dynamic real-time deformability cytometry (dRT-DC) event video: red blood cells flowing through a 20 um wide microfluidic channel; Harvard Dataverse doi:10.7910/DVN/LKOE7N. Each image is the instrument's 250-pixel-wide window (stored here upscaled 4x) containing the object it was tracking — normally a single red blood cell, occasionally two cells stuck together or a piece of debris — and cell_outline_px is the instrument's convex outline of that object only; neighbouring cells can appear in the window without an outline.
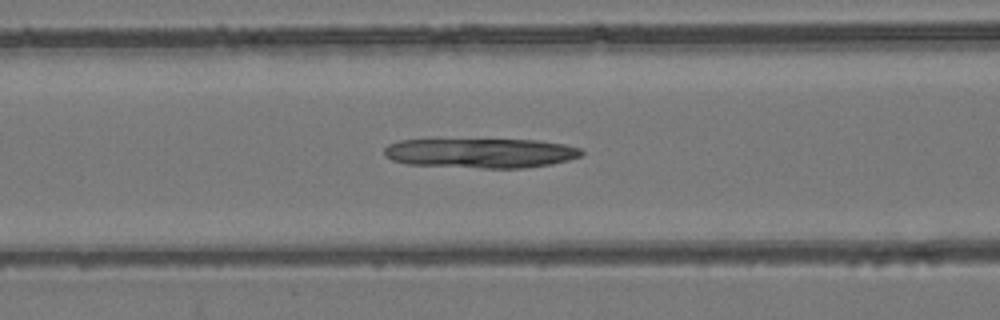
{"species": "common noctule bat (a hibernating species)", "species_latin": "Nyctalus noctula", "temperature_condition": "room temperature", "stored_images_in_passage": 43, "camera_frame_rate_fps": 3000, "um_per_image_px": 0.085, "animal": {"sex": "female", "body_mass_g": 24.6, "forearm_length_mm": 56.2}, "frame": {"image": 1, "passage_image": 14, "time_ms": 4.333, "image_size_px": [1000, 320], "cell_outline_px": [[584, 152], [580, 156], [568, 160], [552, 164], [524, 168], [484, 168], [408, 164], [392, 160], [384, 156], [384, 148], [388, 144], [400, 140], [540, 140], [564, 144], [580, 148]], "centroid_in_image_um": [40.87, 13.01], "position_along_channel_um": 125.7, "area_um2": 34.04}}
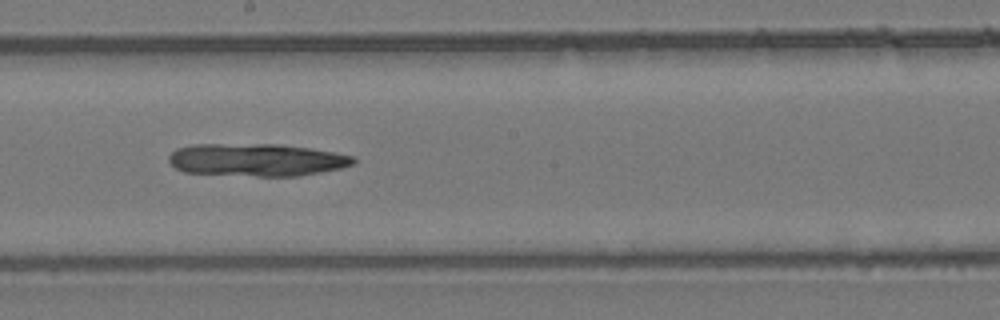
{"frame": {"image": 2, "passage_image": 22, "time_ms": 7.0, "image_size_px": [1000, 320], "cell_outline_px": [[356, 164], [340, 168], [300, 176], [256, 176], [184, 172], [176, 168], [168, 160], [168, 156], [176, 148], [192, 144], [280, 144], [308, 148], [332, 152], [352, 156], [356, 160]], "centroid_in_image_um": [21.79, 13.58], "position_along_channel_um": 226.4, "area_um2": 35.08}}
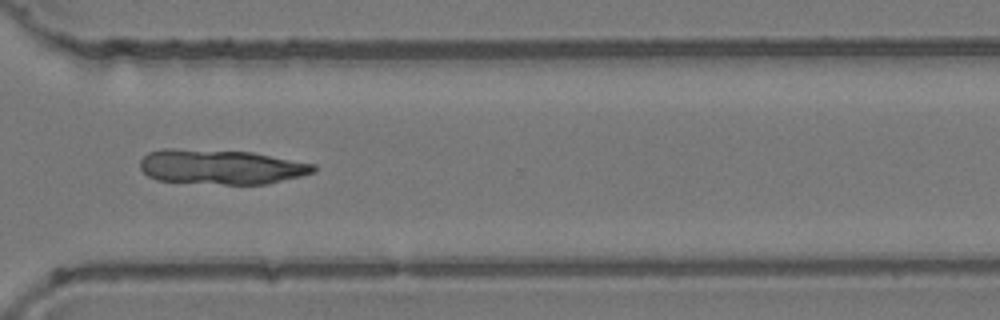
{"frame": {"image": 3, "passage_image": 32, "time_ms": 10.333, "image_size_px": [1000, 320], "cell_outline_px": [[316, 168], [312, 172], [300, 176], [268, 184], [224, 184], [156, 180], [148, 176], [140, 168], [140, 160], [148, 152], [164, 148], [172, 148], [252, 152], [316, 164]], "centroid_in_image_um": [18.76, 14.18], "position_along_channel_um": 351.8, "area_um2": 35.08}}